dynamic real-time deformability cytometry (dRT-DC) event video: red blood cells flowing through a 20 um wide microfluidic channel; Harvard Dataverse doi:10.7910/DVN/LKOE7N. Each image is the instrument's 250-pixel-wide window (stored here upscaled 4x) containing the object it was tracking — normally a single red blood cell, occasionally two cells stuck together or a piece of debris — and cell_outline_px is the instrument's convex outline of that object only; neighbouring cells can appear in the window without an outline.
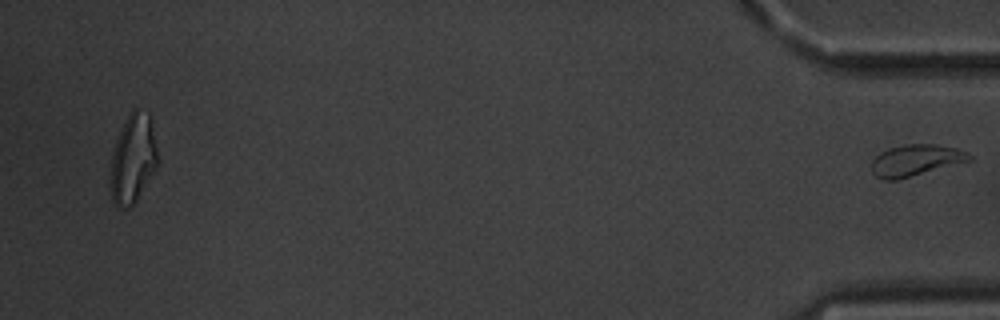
{"species": "common noctule bat (a hibernating species)", "species_latin": "Nyctalus noctula", "temperature_condition": "warm", "stored_images_in_passage": 57, "segment_of_instrument_passage": [2, 2], "camera_frame_rate_fps": 3000, "um_per_image_px": 0.085, "animal": {"sex": "male", "body_mass_g": 20.1, "forearm_length_mm": 53.5}, "frame": {"image": 1, "passage_image": 57, "time_ms": 18.667, "image_size_px": [1000, 320], "cell_outline_px": [[972, 160], [896, 180], [884, 180], [876, 176], [872, 172], [872, 160], [880, 152], [888, 148], [904, 144], [936, 144], [956, 148], [968, 152], [972, 156]], "centroid_in_image_um": [77.83, 13.61], "position_along_channel_um": 357.4, "area_um2": 17.86}}